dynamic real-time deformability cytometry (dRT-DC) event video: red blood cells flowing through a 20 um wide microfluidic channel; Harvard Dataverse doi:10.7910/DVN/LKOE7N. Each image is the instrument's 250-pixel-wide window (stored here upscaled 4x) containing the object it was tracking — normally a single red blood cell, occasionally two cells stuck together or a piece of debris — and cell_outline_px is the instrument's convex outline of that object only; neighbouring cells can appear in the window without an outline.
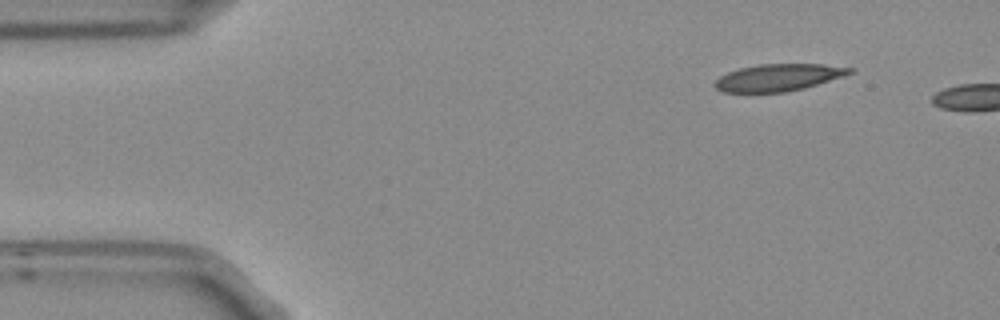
{"species": "Egyptian fruit bat (a non-hibernating species)", "species_latin": "Rousettus aegyptiacus", "temperature_condition": "room temperature", "stored_images_in_passage": 5, "camera_frame_rate_fps": 3000, "um_per_image_px": 0.085, "frame": {"image": 1, "passage_image": 1, "time_ms": 0.0, "image_size_px": [1000, 320], "cell_outline_px": [[852, 72], [804, 88], [784, 92], [724, 92], [716, 88], [712, 84], [720, 76], [728, 72], [740, 68], [760, 64], [824, 64], [852, 68]], "centroid_in_image_um": [66.09, 6.58], "position_along_channel_um": 18.9, "area_um2": 20.87}}